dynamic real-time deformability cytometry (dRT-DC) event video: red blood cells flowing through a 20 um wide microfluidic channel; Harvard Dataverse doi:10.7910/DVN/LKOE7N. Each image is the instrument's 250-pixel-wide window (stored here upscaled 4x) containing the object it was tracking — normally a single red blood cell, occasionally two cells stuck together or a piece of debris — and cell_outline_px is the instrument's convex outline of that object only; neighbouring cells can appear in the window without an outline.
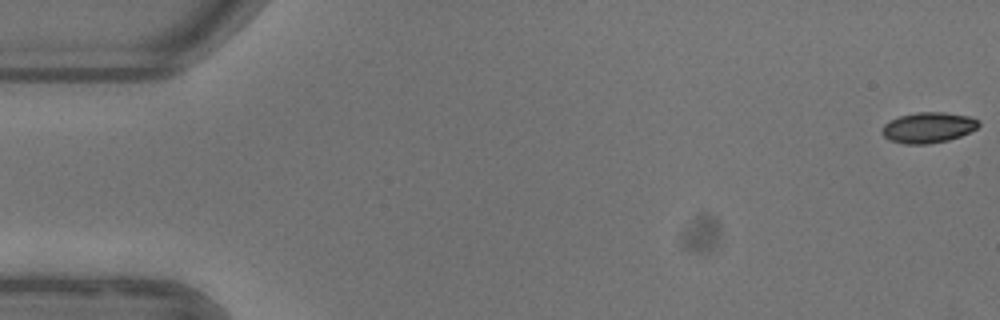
{"species": "common noctule bat (a hibernating species)", "species_latin": "Nyctalus noctula", "temperature_condition": "warm", "stored_images_in_passage": 47, "camera_frame_rate_fps": 3000, "um_per_image_px": 0.085, "animal": {"sex": "female"}, "frame": {"image": 1, "passage_image": 1, "time_ms": 0.0, "image_size_px": [1000, 320], "cell_outline_px": [[980, 124], [976, 128], [960, 136], [948, 140], [928, 144], [904, 144], [892, 140], [884, 136], [880, 132], [884, 124], [900, 116], [916, 112], [944, 112], [972, 116], [980, 120]], "centroid_in_image_um": [78.92, 10.83], "position_along_channel_um": 6.1, "area_um2": 17.22}}
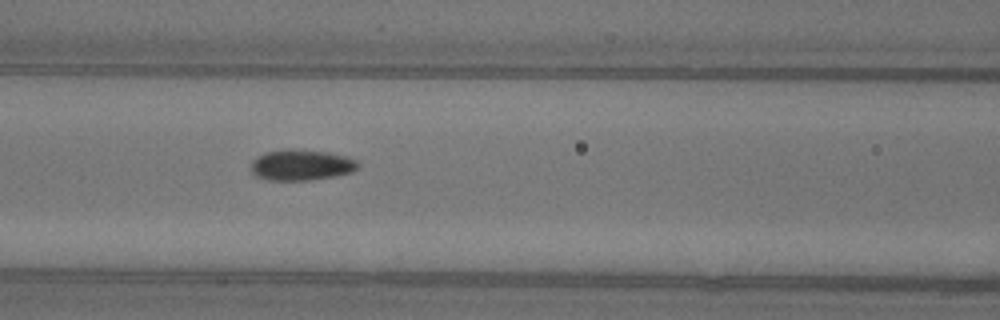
{"frame": {"image": 2, "passage_image": 23, "time_ms": 7.333, "image_size_px": [1000, 320], "cell_outline_px": [[360, 164], [352, 172], [336, 176], [308, 180], [268, 180], [256, 176], [252, 172], [252, 160], [268, 152], [288, 148], [292, 148], [328, 152], [348, 156], [360, 160]], "centroid_in_image_um": [25.67, 14.01], "position_along_channel_um": 140.9, "area_um2": 19.36}}
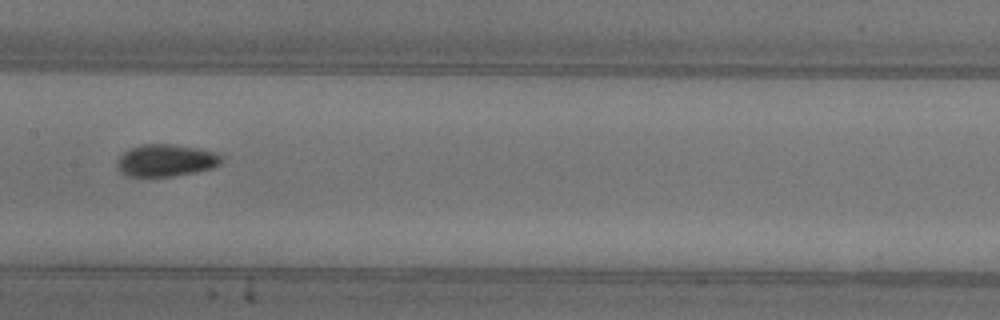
{"frame": {"image": 3, "passage_image": 27, "time_ms": 8.667, "image_size_px": [1000, 320], "cell_outline_px": [[224, 160], [216, 168], [196, 172], [172, 176], [128, 176], [120, 172], [120, 156], [124, 152], [132, 148], [144, 144], [172, 144], [220, 152], [224, 156]], "centroid_in_image_um": [14.24, 13.63], "position_along_channel_um": 193.2, "area_um2": 19.54}}